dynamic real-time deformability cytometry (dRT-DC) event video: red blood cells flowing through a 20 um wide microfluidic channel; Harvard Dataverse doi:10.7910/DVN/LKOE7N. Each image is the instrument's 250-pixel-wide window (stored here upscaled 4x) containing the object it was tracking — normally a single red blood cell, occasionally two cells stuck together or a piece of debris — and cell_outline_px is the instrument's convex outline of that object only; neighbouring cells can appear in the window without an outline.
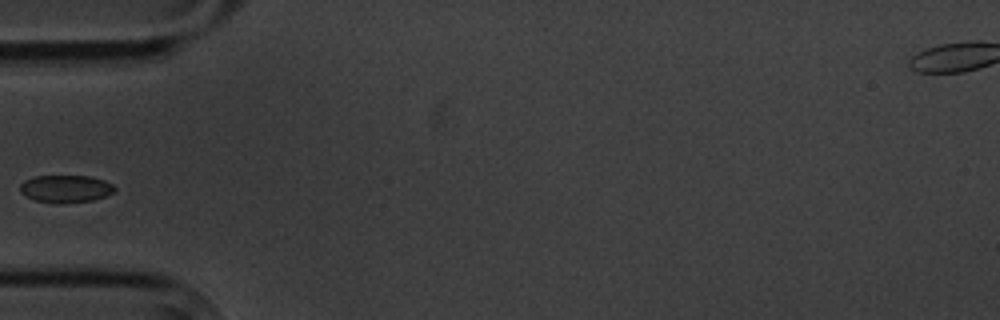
{"species": "common noctule bat (a hibernating species)", "species_latin": "Nyctalus noctula", "temperature_condition": "cold", "stored_images_in_passage": 9, "camera_frame_rate_fps": 3000, "um_per_image_px": 0.085, "animal": {"sex": "male", "body_mass_g": 20.1, "forearm_length_mm": 53.5}, "frame": {"image": 1, "passage_image": 4, "time_ms": 3.667, "image_size_px": [1000, 320], "cell_outline_px": [[116, 188], [112, 192], [104, 196], [92, 200], [60, 204], [36, 200], [20, 192], [20, 184], [24, 180], [36, 176], [88, 176], [104, 180], [112, 184]], "centroid_in_image_um": [5.57, 16.04], "position_along_channel_um": 79.4, "area_um2": 14.97}}
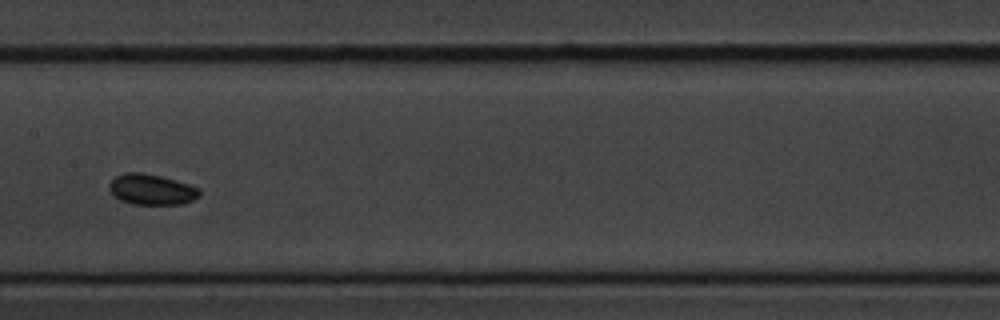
{"frame": {"image": 2, "passage_image": 7, "time_ms": 7.0, "image_size_px": [1000, 320], "cell_outline_px": [[200, 196], [184, 204], [132, 204], [120, 200], [112, 196], [108, 188], [108, 184], [116, 176], [124, 172], [140, 172], [160, 176], [176, 180], [200, 188]], "centroid_in_image_um": [12.86, 16.11], "position_along_channel_um": 194.5, "area_um2": 16.3}}
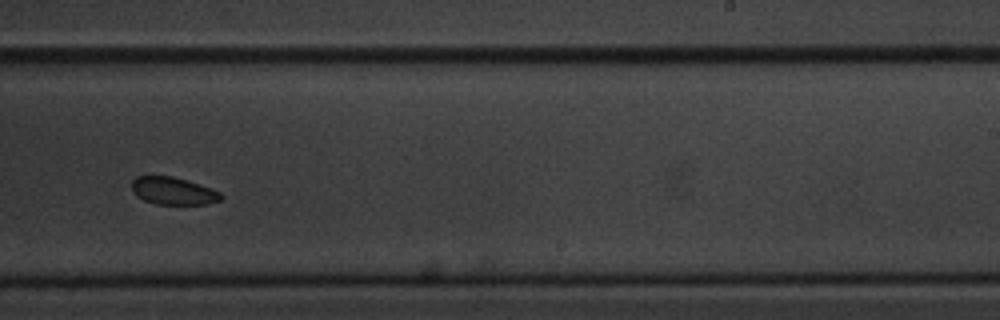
{"frame": {"image": 3, "passage_image": 9, "time_ms": 9.333, "image_size_px": [1000, 320], "cell_outline_px": [[224, 196], [220, 200], [208, 204], [156, 204], [144, 200], [136, 196], [132, 192], [132, 180], [136, 176], [172, 176], [220, 192]], "centroid_in_image_um": [14.68, 16.24], "position_along_channel_um": 274.3, "area_um2": 14.1}}